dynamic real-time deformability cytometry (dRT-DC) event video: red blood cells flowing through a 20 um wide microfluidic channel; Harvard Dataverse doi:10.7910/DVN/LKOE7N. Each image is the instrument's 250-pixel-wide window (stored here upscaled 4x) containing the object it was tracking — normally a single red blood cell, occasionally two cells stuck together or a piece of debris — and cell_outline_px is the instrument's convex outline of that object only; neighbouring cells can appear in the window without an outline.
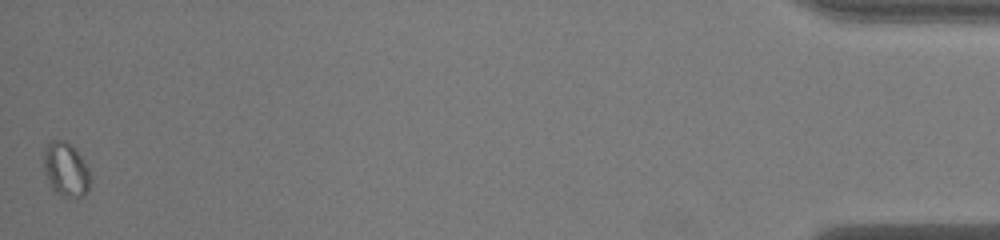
{"species": "common noctule bat (a hibernating species)", "species_latin": "Nyctalus noctula", "temperature_condition": "warm", "stored_images_in_passage": 37, "camera_frame_rate_fps": 3000, "um_per_image_px": 0.085, "animal": {"sex": "male", "body_mass_g": 19.0, "forearm_length_mm": 50.8}, "frame": {"image": 1, "passage_image": 37, "time_ms": 12.0, "image_size_px": [1000, 240], "cell_outline_px": [[88, 192], [84, 196], [64, 196], [56, 192], [52, 188], [44, 172], [44, 148], [52, 140], [64, 140], [72, 144], [76, 148], [88, 168]], "centroid_in_image_um": [5.58, 14.37], "position_along_channel_um": 429.6, "area_um2": 14.45}}